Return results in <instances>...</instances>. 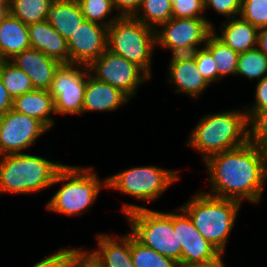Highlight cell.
<instances>
[{
	"instance_id": "d590c367",
	"label": "cell",
	"mask_w": 267,
	"mask_h": 267,
	"mask_svg": "<svg viewBox=\"0 0 267 267\" xmlns=\"http://www.w3.org/2000/svg\"><path fill=\"white\" fill-rule=\"evenodd\" d=\"M241 2L242 0H204V8L205 12L208 8L214 9L228 20L240 15Z\"/></svg>"
},
{
	"instance_id": "8fae6325",
	"label": "cell",
	"mask_w": 267,
	"mask_h": 267,
	"mask_svg": "<svg viewBox=\"0 0 267 267\" xmlns=\"http://www.w3.org/2000/svg\"><path fill=\"white\" fill-rule=\"evenodd\" d=\"M88 69L94 78L116 87L129 99L136 96L140 85L150 79L135 63L109 50L104 51Z\"/></svg>"
},
{
	"instance_id": "b9f144b4",
	"label": "cell",
	"mask_w": 267,
	"mask_h": 267,
	"mask_svg": "<svg viewBox=\"0 0 267 267\" xmlns=\"http://www.w3.org/2000/svg\"><path fill=\"white\" fill-rule=\"evenodd\" d=\"M257 48L267 56V27L258 31Z\"/></svg>"
},
{
	"instance_id": "ba28073f",
	"label": "cell",
	"mask_w": 267,
	"mask_h": 267,
	"mask_svg": "<svg viewBox=\"0 0 267 267\" xmlns=\"http://www.w3.org/2000/svg\"><path fill=\"white\" fill-rule=\"evenodd\" d=\"M180 179L178 171L158 166L130 167L107 177V188L140 201H155Z\"/></svg>"
},
{
	"instance_id": "4fadbf2b",
	"label": "cell",
	"mask_w": 267,
	"mask_h": 267,
	"mask_svg": "<svg viewBox=\"0 0 267 267\" xmlns=\"http://www.w3.org/2000/svg\"><path fill=\"white\" fill-rule=\"evenodd\" d=\"M172 222L173 227H177L178 246H181V267L205 262L221 254L200 234L191 218L181 207L172 212Z\"/></svg>"
},
{
	"instance_id": "7c38bea8",
	"label": "cell",
	"mask_w": 267,
	"mask_h": 267,
	"mask_svg": "<svg viewBox=\"0 0 267 267\" xmlns=\"http://www.w3.org/2000/svg\"><path fill=\"white\" fill-rule=\"evenodd\" d=\"M48 130L37 119L11 109L0 117V156L22 153Z\"/></svg>"
},
{
	"instance_id": "f1b7e54d",
	"label": "cell",
	"mask_w": 267,
	"mask_h": 267,
	"mask_svg": "<svg viewBox=\"0 0 267 267\" xmlns=\"http://www.w3.org/2000/svg\"><path fill=\"white\" fill-rule=\"evenodd\" d=\"M244 76L249 80L260 81L267 77V56L258 48L240 53L236 76Z\"/></svg>"
},
{
	"instance_id": "5b68a950",
	"label": "cell",
	"mask_w": 267,
	"mask_h": 267,
	"mask_svg": "<svg viewBox=\"0 0 267 267\" xmlns=\"http://www.w3.org/2000/svg\"><path fill=\"white\" fill-rule=\"evenodd\" d=\"M62 161H50L41 156L18 153L0 156L1 193L32 194L52 186Z\"/></svg>"
},
{
	"instance_id": "52a82bcc",
	"label": "cell",
	"mask_w": 267,
	"mask_h": 267,
	"mask_svg": "<svg viewBox=\"0 0 267 267\" xmlns=\"http://www.w3.org/2000/svg\"><path fill=\"white\" fill-rule=\"evenodd\" d=\"M156 31L134 17H119L108 27L107 50L135 63L151 78Z\"/></svg>"
},
{
	"instance_id": "ab89813d",
	"label": "cell",
	"mask_w": 267,
	"mask_h": 267,
	"mask_svg": "<svg viewBox=\"0 0 267 267\" xmlns=\"http://www.w3.org/2000/svg\"><path fill=\"white\" fill-rule=\"evenodd\" d=\"M68 267H98L81 249L71 260Z\"/></svg>"
},
{
	"instance_id": "ac0fdd59",
	"label": "cell",
	"mask_w": 267,
	"mask_h": 267,
	"mask_svg": "<svg viewBox=\"0 0 267 267\" xmlns=\"http://www.w3.org/2000/svg\"><path fill=\"white\" fill-rule=\"evenodd\" d=\"M129 101L130 99L116 87L94 78L91 73L88 74L84 94L83 114L91 111H114Z\"/></svg>"
},
{
	"instance_id": "cb8c5ba5",
	"label": "cell",
	"mask_w": 267,
	"mask_h": 267,
	"mask_svg": "<svg viewBox=\"0 0 267 267\" xmlns=\"http://www.w3.org/2000/svg\"><path fill=\"white\" fill-rule=\"evenodd\" d=\"M204 48L212 55L217 68V81L227 75H235L238 64L239 53L228 47L212 32Z\"/></svg>"
},
{
	"instance_id": "30bf717a",
	"label": "cell",
	"mask_w": 267,
	"mask_h": 267,
	"mask_svg": "<svg viewBox=\"0 0 267 267\" xmlns=\"http://www.w3.org/2000/svg\"><path fill=\"white\" fill-rule=\"evenodd\" d=\"M89 74L88 66L61 64L49 89L54 100L55 114H83L84 94Z\"/></svg>"
},
{
	"instance_id": "d6a6232c",
	"label": "cell",
	"mask_w": 267,
	"mask_h": 267,
	"mask_svg": "<svg viewBox=\"0 0 267 267\" xmlns=\"http://www.w3.org/2000/svg\"><path fill=\"white\" fill-rule=\"evenodd\" d=\"M172 18H205L204 0H170Z\"/></svg>"
},
{
	"instance_id": "9c48e42d",
	"label": "cell",
	"mask_w": 267,
	"mask_h": 267,
	"mask_svg": "<svg viewBox=\"0 0 267 267\" xmlns=\"http://www.w3.org/2000/svg\"><path fill=\"white\" fill-rule=\"evenodd\" d=\"M214 26L207 18H171L156 28V47L191 54L206 44Z\"/></svg>"
},
{
	"instance_id": "9a60e30c",
	"label": "cell",
	"mask_w": 267,
	"mask_h": 267,
	"mask_svg": "<svg viewBox=\"0 0 267 267\" xmlns=\"http://www.w3.org/2000/svg\"><path fill=\"white\" fill-rule=\"evenodd\" d=\"M169 61L168 82L176 85L174 92L198 100L210 84L199 72L194 57L191 54H174Z\"/></svg>"
},
{
	"instance_id": "5bb4252c",
	"label": "cell",
	"mask_w": 267,
	"mask_h": 267,
	"mask_svg": "<svg viewBox=\"0 0 267 267\" xmlns=\"http://www.w3.org/2000/svg\"><path fill=\"white\" fill-rule=\"evenodd\" d=\"M108 27L84 20L67 40L70 63L89 66L107 50Z\"/></svg>"
},
{
	"instance_id": "74e56055",
	"label": "cell",
	"mask_w": 267,
	"mask_h": 267,
	"mask_svg": "<svg viewBox=\"0 0 267 267\" xmlns=\"http://www.w3.org/2000/svg\"><path fill=\"white\" fill-rule=\"evenodd\" d=\"M120 17H133L140 8L142 0H112Z\"/></svg>"
},
{
	"instance_id": "2e32d148",
	"label": "cell",
	"mask_w": 267,
	"mask_h": 267,
	"mask_svg": "<svg viewBox=\"0 0 267 267\" xmlns=\"http://www.w3.org/2000/svg\"><path fill=\"white\" fill-rule=\"evenodd\" d=\"M116 236L97 233V248L91 252L82 250L98 267H134L130 253V234Z\"/></svg>"
},
{
	"instance_id": "7402d4cb",
	"label": "cell",
	"mask_w": 267,
	"mask_h": 267,
	"mask_svg": "<svg viewBox=\"0 0 267 267\" xmlns=\"http://www.w3.org/2000/svg\"><path fill=\"white\" fill-rule=\"evenodd\" d=\"M30 48L28 25L9 13L0 22V60H10Z\"/></svg>"
},
{
	"instance_id": "e0dca14e",
	"label": "cell",
	"mask_w": 267,
	"mask_h": 267,
	"mask_svg": "<svg viewBox=\"0 0 267 267\" xmlns=\"http://www.w3.org/2000/svg\"><path fill=\"white\" fill-rule=\"evenodd\" d=\"M9 61L28 75L34 89L43 90L50 89L55 72L61 65L59 61L32 48L20 52Z\"/></svg>"
},
{
	"instance_id": "83f0119b",
	"label": "cell",
	"mask_w": 267,
	"mask_h": 267,
	"mask_svg": "<svg viewBox=\"0 0 267 267\" xmlns=\"http://www.w3.org/2000/svg\"><path fill=\"white\" fill-rule=\"evenodd\" d=\"M130 253L134 267H179L177 262L143 245L131 233Z\"/></svg>"
},
{
	"instance_id": "d6986e66",
	"label": "cell",
	"mask_w": 267,
	"mask_h": 267,
	"mask_svg": "<svg viewBox=\"0 0 267 267\" xmlns=\"http://www.w3.org/2000/svg\"><path fill=\"white\" fill-rule=\"evenodd\" d=\"M31 48L41 51L61 64H69L70 57L67 40L64 39L47 21L28 25Z\"/></svg>"
},
{
	"instance_id": "f35d334b",
	"label": "cell",
	"mask_w": 267,
	"mask_h": 267,
	"mask_svg": "<svg viewBox=\"0 0 267 267\" xmlns=\"http://www.w3.org/2000/svg\"><path fill=\"white\" fill-rule=\"evenodd\" d=\"M13 108V99L7 89L4 87L0 78V117L4 116Z\"/></svg>"
},
{
	"instance_id": "8d00e7d4",
	"label": "cell",
	"mask_w": 267,
	"mask_h": 267,
	"mask_svg": "<svg viewBox=\"0 0 267 267\" xmlns=\"http://www.w3.org/2000/svg\"><path fill=\"white\" fill-rule=\"evenodd\" d=\"M255 91V100L252 106H249L245 111H264L267 110V77H264L257 82Z\"/></svg>"
},
{
	"instance_id": "7a4b0ae2",
	"label": "cell",
	"mask_w": 267,
	"mask_h": 267,
	"mask_svg": "<svg viewBox=\"0 0 267 267\" xmlns=\"http://www.w3.org/2000/svg\"><path fill=\"white\" fill-rule=\"evenodd\" d=\"M247 142L246 111L232 109L202 116L192 129L186 144L198 150L205 162L213 155L243 146Z\"/></svg>"
},
{
	"instance_id": "d4e9b609",
	"label": "cell",
	"mask_w": 267,
	"mask_h": 267,
	"mask_svg": "<svg viewBox=\"0 0 267 267\" xmlns=\"http://www.w3.org/2000/svg\"><path fill=\"white\" fill-rule=\"evenodd\" d=\"M0 78L13 100L34 90L28 75L9 60H0Z\"/></svg>"
},
{
	"instance_id": "ffe728a7",
	"label": "cell",
	"mask_w": 267,
	"mask_h": 267,
	"mask_svg": "<svg viewBox=\"0 0 267 267\" xmlns=\"http://www.w3.org/2000/svg\"><path fill=\"white\" fill-rule=\"evenodd\" d=\"M215 29L213 27L216 36L239 54L257 48L259 29L240 16L224 21L218 28L222 30L220 35Z\"/></svg>"
},
{
	"instance_id": "60d3db41",
	"label": "cell",
	"mask_w": 267,
	"mask_h": 267,
	"mask_svg": "<svg viewBox=\"0 0 267 267\" xmlns=\"http://www.w3.org/2000/svg\"><path fill=\"white\" fill-rule=\"evenodd\" d=\"M223 255L224 253H221L218 257L205 261V262H199V263H192L184 267H225L226 264L223 262Z\"/></svg>"
},
{
	"instance_id": "7bdbcfd3",
	"label": "cell",
	"mask_w": 267,
	"mask_h": 267,
	"mask_svg": "<svg viewBox=\"0 0 267 267\" xmlns=\"http://www.w3.org/2000/svg\"><path fill=\"white\" fill-rule=\"evenodd\" d=\"M10 13V3L0 0V22Z\"/></svg>"
},
{
	"instance_id": "6da1fadb",
	"label": "cell",
	"mask_w": 267,
	"mask_h": 267,
	"mask_svg": "<svg viewBox=\"0 0 267 267\" xmlns=\"http://www.w3.org/2000/svg\"><path fill=\"white\" fill-rule=\"evenodd\" d=\"M210 192L204 193L239 202L258 204L267 180V153L250 142L209 157Z\"/></svg>"
},
{
	"instance_id": "f546056e",
	"label": "cell",
	"mask_w": 267,
	"mask_h": 267,
	"mask_svg": "<svg viewBox=\"0 0 267 267\" xmlns=\"http://www.w3.org/2000/svg\"><path fill=\"white\" fill-rule=\"evenodd\" d=\"M79 5L86 20L105 27H109L120 17L117 13L110 16L115 11L112 0H81Z\"/></svg>"
},
{
	"instance_id": "4316f807",
	"label": "cell",
	"mask_w": 267,
	"mask_h": 267,
	"mask_svg": "<svg viewBox=\"0 0 267 267\" xmlns=\"http://www.w3.org/2000/svg\"><path fill=\"white\" fill-rule=\"evenodd\" d=\"M55 0H11L10 13L29 25L44 21Z\"/></svg>"
},
{
	"instance_id": "e575fe53",
	"label": "cell",
	"mask_w": 267,
	"mask_h": 267,
	"mask_svg": "<svg viewBox=\"0 0 267 267\" xmlns=\"http://www.w3.org/2000/svg\"><path fill=\"white\" fill-rule=\"evenodd\" d=\"M82 248H60L57 252L55 251L46 258L38 261L32 267H68L72 258Z\"/></svg>"
},
{
	"instance_id": "277c9868",
	"label": "cell",
	"mask_w": 267,
	"mask_h": 267,
	"mask_svg": "<svg viewBox=\"0 0 267 267\" xmlns=\"http://www.w3.org/2000/svg\"><path fill=\"white\" fill-rule=\"evenodd\" d=\"M243 203L226 198L197 192L181 208L191 218L200 234L214 245L221 253H225L229 234H231L239 209Z\"/></svg>"
},
{
	"instance_id": "1f68e13d",
	"label": "cell",
	"mask_w": 267,
	"mask_h": 267,
	"mask_svg": "<svg viewBox=\"0 0 267 267\" xmlns=\"http://www.w3.org/2000/svg\"><path fill=\"white\" fill-rule=\"evenodd\" d=\"M258 29L267 27V0H242L239 15Z\"/></svg>"
},
{
	"instance_id": "603a6c76",
	"label": "cell",
	"mask_w": 267,
	"mask_h": 267,
	"mask_svg": "<svg viewBox=\"0 0 267 267\" xmlns=\"http://www.w3.org/2000/svg\"><path fill=\"white\" fill-rule=\"evenodd\" d=\"M84 20L80 5L75 0H55L45 18L66 40Z\"/></svg>"
},
{
	"instance_id": "4dcf8cb0",
	"label": "cell",
	"mask_w": 267,
	"mask_h": 267,
	"mask_svg": "<svg viewBox=\"0 0 267 267\" xmlns=\"http://www.w3.org/2000/svg\"><path fill=\"white\" fill-rule=\"evenodd\" d=\"M248 142L267 153V110L246 111Z\"/></svg>"
},
{
	"instance_id": "44dd1931",
	"label": "cell",
	"mask_w": 267,
	"mask_h": 267,
	"mask_svg": "<svg viewBox=\"0 0 267 267\" xmlns=\"http://www.w3.org/2000/svg\"><path fill=\"white\" fill-rule=\"evenodd\" d=\"M13 110L33 117L43 123L48 129L55 124L54 100L49 90L34 89L16 97L13 100Z\"/></svg>"
},
{
	"instance_id": "8992f818",
	"label": "cell",
	"mask_w": 267,
	"mask_h": 267,
	"mask_svg": "<svg viewBox=\"0 0 267 267\" xmlns=\"http://www.w3.org/2000/svg\"><path fill=\"white\" fill-rule=\"evenodd\" d=\"M122 214L130 233L143 245L171 258L181 267V246H178L177 227H173L172 212H161L123 203Z\"/></svg>"
},
{
	"instance_id": "836d02e7",
	"label": "cell",
	"mask_w": 267,
	"mask_h": 267,
	"mask_svg": "<svg viewBox=\"0 0 267 267\" xmlns=\"http://www.w3.org/2000/svg\"><path fill=\"white\" fill-rule=\"evenodd\" d=\"M191 55L194 57L197 68L203 78L210 85L214 84L217 81V68L212 55L204 48V44Z\"/></svg>"
},
{
	"instance_id": "484cf974",
	"label": "cell",
	"mask_w": 267,
	"mask_h": 267,
	"mask_svg": "<svg viewBox=\"0 0 267 267\" xmlns=\"http://www.w3.org/2000/svg\"><path fill=\"white\" fill-rule=\"evenodd\" d=\"M133 17L156 30V27L172 18L171 1L142 0L139 10Z\"/></svg>"
},
{
	"instance_id": "3957f363",
	"label": "cell",
	"mask_w": 267,
	"mask_h": 267,
	"mask_svg": "<svg viewBox=\"0 0 267 267\" xmlns=\"http://www.w3.org/2000/svg\"><path fill=\"white\" fill-rule=\"evenodd\" d=\"M93 168L65 164L52 183V186L61 182L63 185L49 199L46 210L79 217L89 210L102 188L107 189V178L101 180Z\"/></svg>"
}]
</instances>
